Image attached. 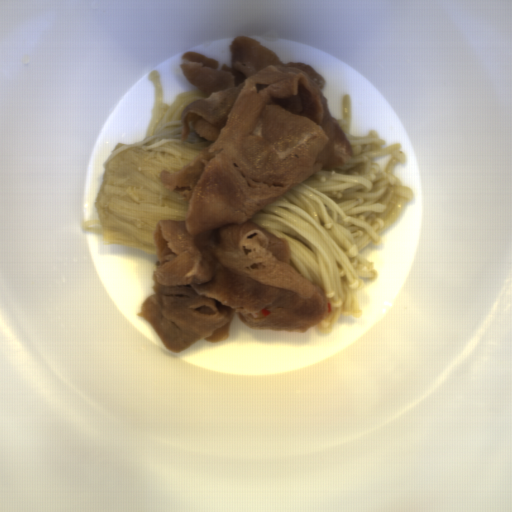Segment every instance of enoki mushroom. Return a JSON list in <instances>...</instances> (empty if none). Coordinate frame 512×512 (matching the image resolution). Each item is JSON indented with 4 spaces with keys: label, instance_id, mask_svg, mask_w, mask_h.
<instances>
[{
    "label": "enoki mushroom",
    "instance_id": "cea9216a",
    "mask_svg": "<svg viewBox=\"0 0 512 512\" xmlns=\"http://www.w3.org/2000/svg\"><path fill=\"white\" fill-rule=\"evenodd\" d=\"M351 149L336 168L322 167L301 184L258 211L253 221L284 238L293 268L322 286L328 311L317 323L330 333L340 314L359 319L363 312L356 294L365 278L376 282L374 262L359 254L369 244H383L381 233L404 213L414 190L395 174L405 165L399 143L388 145L374 129L366 136L351 131V97L342 95L341 118L332 117ZM390 155L386 170L371 160Z\"/></svg>",
    "mask_w": 512,
    "mask_h": 512
},
{
    "label": "enoki mushroom",
    "instance_id": "6df1b440",
    "mask_svg": "<svg viewBox=\"0 0 512 512\" xmlns=\"http://www.w3.org/2000/svg\"><path fill=\"white\" fill-rule=\"evenodd\" d=\"M154 102L151 119L142 140L117 143L106 161L94 207L98 219L85 221L83 232L100 235L104 245L130 246L156 255L153 242L157 221H185L186 199L161 184L162 171L184 168L203 149L206 142L190 128L182 139L181 117L187 105L207 98L198 88L180 92L172 103L163 100L159 72H149Z\"/></svg>",
    "mask_w": 512,
    "mask_h": 512
}]
</instances>
